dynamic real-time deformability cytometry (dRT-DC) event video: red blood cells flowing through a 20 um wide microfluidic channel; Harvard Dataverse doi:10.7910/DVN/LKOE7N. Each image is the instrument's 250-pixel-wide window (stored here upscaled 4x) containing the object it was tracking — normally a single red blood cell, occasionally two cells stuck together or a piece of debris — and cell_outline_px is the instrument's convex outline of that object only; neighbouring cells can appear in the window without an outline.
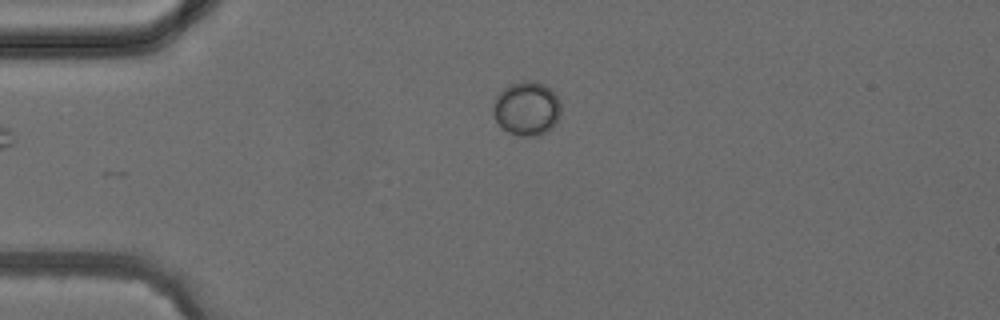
{"species": "common noctule bat (a hibernating species)", "species_latin": "Nyctalus noctula", "temperature_condition": "cold", "stored_images_in_passage": 5, "camera_frame_rate_fps": 3000, "um_per_image_px": 0.085, "animal": {"sex": "female", "body_mass_g": 24.6, "forearm_length_mm": 56.2}, "frame": {"image": 1, "passage_image": 3, "time_ms": 4.667, "image_size_px": [1000, 320], "cell_outline_px": [[560, 116], [552, 128], [548, 132], [540, 136], [520, 136], [508, 132], [496, 120], [492, 112], [492, 108], [496, 96], [504, 88], [512, 84], [524, 80], [528, 80], [544, 84], [556, 96], [560, 104]], "centroid_in_image_um": [44.77, 9.25], "position_along_channel_um": 40.2, "area_um2": 21.27}}
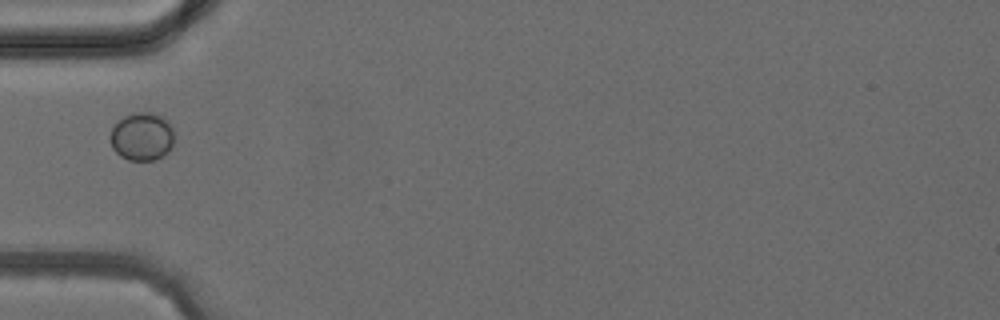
{"frame": {"image": 2, "passage_image": 4, "time_ms": 6.0, "image_size_px": [1000, 320], "cell_outline_px": [[172, 148], [164, 156], [152, 160], [128, 160], [120, 156], [112, 148], [108, 136], [112, 128], [124, 116], [132, 112], [152, 112], [168, 120], [172, 128]], "centroid_in_image_um": [12.04, 11.61], "position_along_channel_um": 73.0, "area_um2": 18.09}}
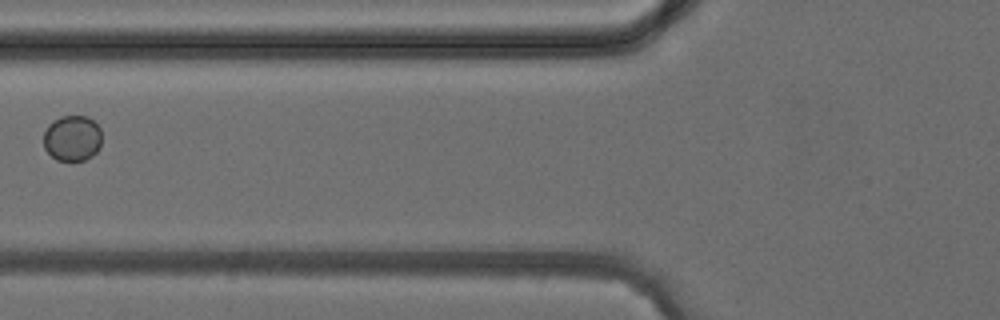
{"frame": {"image": 3, "passage_image": 5, "time_ms": 7.0, "image_size_px": [1000, 320], "cell_outline_px": [[100, 148], [92, 156], [84, 160], [56, 160], [44, 148], [44, 132], [48, 124], [52, 120], [60, 116], [88, 116], [100, 128]], "centroid_in_image_um": [6.13, 11.73], "position_along_channel_um": 119.7, "area_um2": 15.55}}